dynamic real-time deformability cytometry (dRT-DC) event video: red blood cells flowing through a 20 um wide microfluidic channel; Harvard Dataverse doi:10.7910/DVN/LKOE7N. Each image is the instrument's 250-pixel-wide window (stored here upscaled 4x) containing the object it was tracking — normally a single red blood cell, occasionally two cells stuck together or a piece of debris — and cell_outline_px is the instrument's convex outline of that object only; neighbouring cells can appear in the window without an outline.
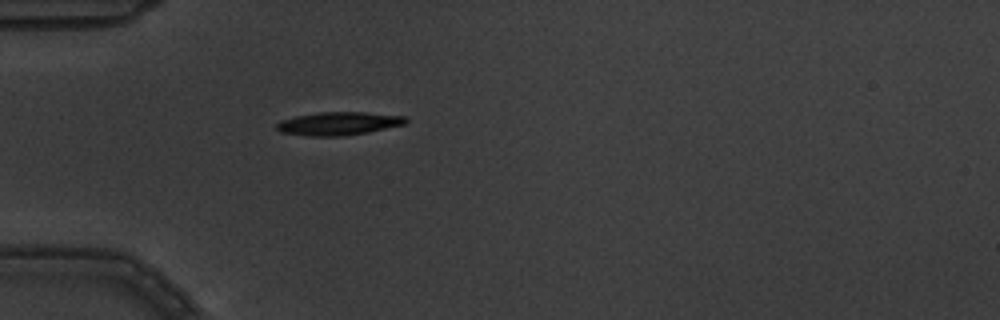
{"species": "common noctule bat (a hibernating species)", "species_latin": "Nyctalus noctula", "temperature_condition": "warm", "stored_images_in_passage": 4, "camera_frame_rate_fps": 3000, "um_per_image_px": 0.085, "animal": {"sex": "male", "body_mass_g": 19.5, "forearm_length_mm": 54.6}, "frame": {"image": 1, "passage_image": 4, "time_ms": 1.0, "image_size_px": [1000, 320], "cell_outline_px": [[408, 120], [404, 124], [368, 132], [344, 136], [308, 136], [280, 132], [276, 128], [276, 124], [280, 120], [296, 116], [320, 112], [364, 112], [404, 116]], "centroid_in_image_um": [28.74, 10.5], "position_along_channel_um": 56.3, "area_um2": 17.4}}